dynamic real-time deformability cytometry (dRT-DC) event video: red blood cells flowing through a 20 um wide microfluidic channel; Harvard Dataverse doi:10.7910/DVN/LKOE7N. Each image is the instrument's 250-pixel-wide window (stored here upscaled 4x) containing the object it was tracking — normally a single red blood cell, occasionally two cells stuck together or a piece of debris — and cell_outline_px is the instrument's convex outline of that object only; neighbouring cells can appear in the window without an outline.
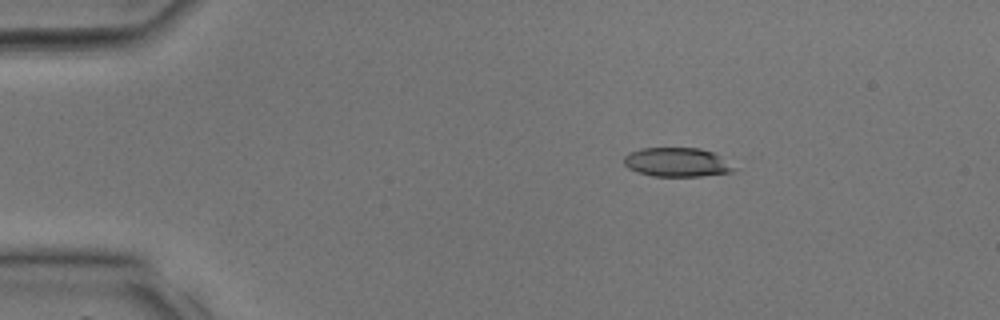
{"species": "common noctule bat (a hibernating species)", "species_latin": "Nyctalus noctula", "temperature_condition": "room temperature", "stored_images_in_passage": 14, "camera_frame_rate_fps": 3000, "um_per_image_px": 0.085, "animal": {"sex": "male", "body_mass_g": 17.9, "forearm_length_mm": 54.2}, "frame": {"image": 1, "passage_image": 6, "time_ms": 1.667, "image_size_px": [1000, 320], "cell_outline_px": [[736, 168], [732, 172], [700, 176], [652, 176], [636, 172], [628, 168], [624, 164], [624, 156], [640, 148], [700, 148], [712, 152]], "centroid_in_image_um": [57.5, 13.79], "position_along_channel_um": 27.5, "area_um2": 18.44}}
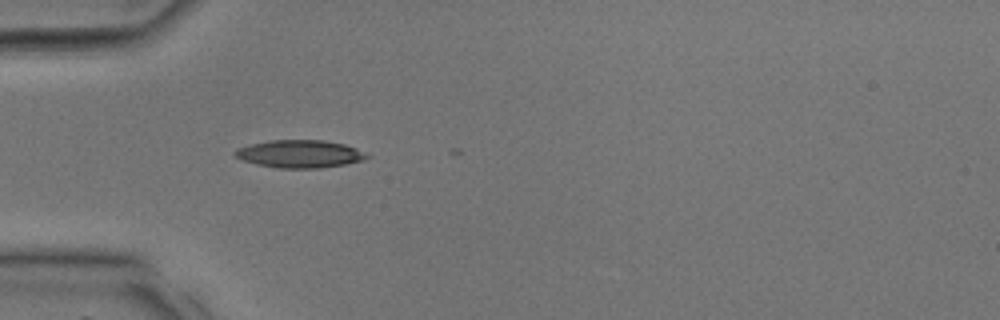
{"frame": {"image": 2, "passage_image": 11, "time_ms": 3.333, "image_size_px": [1000, 320], "cell_outline_px": [[372, 156], [364, 160], [344, 164], [320, 168], [276, 168], [256, 164], [244, 160], [236, 156], [232, 152], [236, 148], [252, 144], [272, 140], [324, 140], [344, 144], [356, 148]], "centroid_in_image_um": [25.5, 13.08], "position_along_channel_um": 59.5, "area_um2": 21.27}}